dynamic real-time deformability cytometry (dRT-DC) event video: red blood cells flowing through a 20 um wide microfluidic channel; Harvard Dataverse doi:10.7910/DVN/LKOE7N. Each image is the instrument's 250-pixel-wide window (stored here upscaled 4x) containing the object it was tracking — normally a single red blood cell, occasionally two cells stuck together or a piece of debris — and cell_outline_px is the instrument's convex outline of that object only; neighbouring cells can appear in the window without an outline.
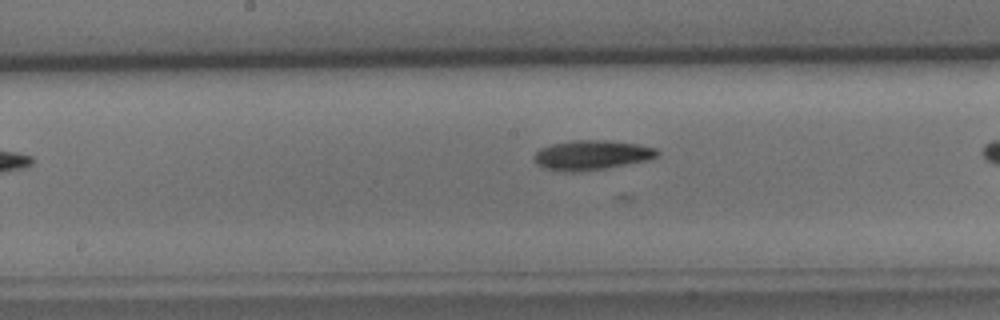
{"species": "common noctule bat (a hibernating species)", "species_latin": "Nyctalus noctula", "temperature_condition": "cold", "stored_images_in_passage": 36, "camera_frame_rate_fps": 3000, "um_per_image_px": 0.085, "animal": {"sex": "male", "body_mass_g": 15.6}, "frame": {"image": 1, "passage_image": 12, "time_ms": 3.667, "image_size_px": [1000, 320], "cell_outline_px": [[660, 156], [648, 160], [604, 168], [572, 172], [568, 172], [544, 168], [532, 156], [540, 148], [552, 144], [572, 140], [608, 140], [640, 144], [656, 148], [660, 152]], "centroid_in_image_um": [50.34, 13.16], "position_along_channel_um": 197.9, "area_um2": 21.21}}